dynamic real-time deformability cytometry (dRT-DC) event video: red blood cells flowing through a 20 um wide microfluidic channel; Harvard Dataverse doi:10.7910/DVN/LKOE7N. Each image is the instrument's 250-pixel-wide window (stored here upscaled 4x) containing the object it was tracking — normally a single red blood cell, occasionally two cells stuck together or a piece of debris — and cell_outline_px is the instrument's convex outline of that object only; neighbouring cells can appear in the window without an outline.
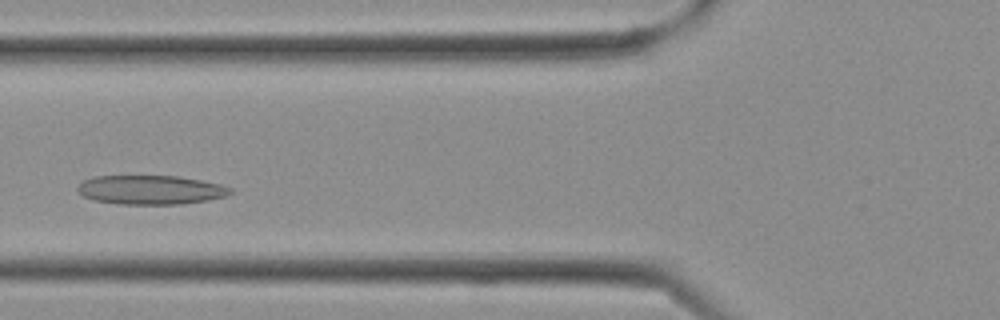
{"species": "Egyptian fruit bat (a non-hibernating species)", "species_latin": "Rousettus aegyptiacus", "temperature_condition": "cold", "stored_images_in_passage": 12, "camera_frame_rate_fps": 3000, "um_per_image_px": 0.085, "frame": {"image": 1, "passage_image": 7, "time_ms": 2.0, "image_size_px": [1000, 320], "cell_outline_px": [[232, 192], [228, 196], [208, 200], [180, 204], [120, 204], [92, 200], [84, 196], [76, 188], [84, 180], [96, 176], [176, 176], [200, 180], [220, 184], [232, 188]], "centroid_in_image_um": [12.83, 16.14], "position_along_channel_um": 113.0, "area_um2": 25.84}}
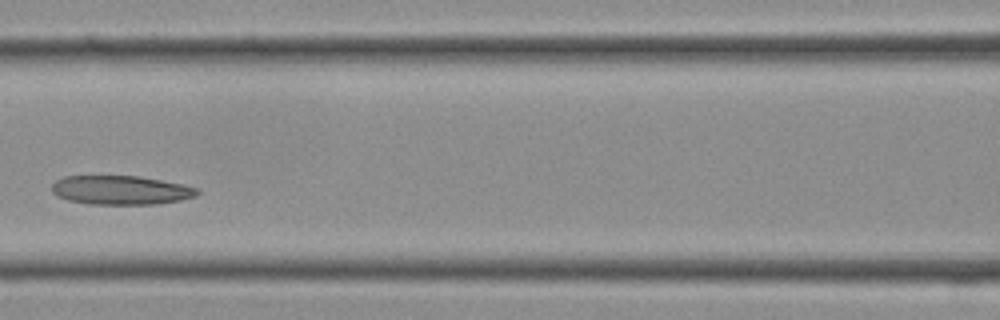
{"frame": {"image": 2, "passage_image": 9, "time_ms": 2.667, "image_size_px": [1000, 320], "cell_outline_px": [[200, 192], [196, 196], [180, 200], [156, 204], [88, 204], [68, 200], [56, 196], [52, 192], [52, 184], [56, 180], [64, 176], [140, 176], [200, 188]], "centroid_in_image_um": [10.26, 16.16], "position_along_channel_um": 156.3, "area_um2": 24.62}}
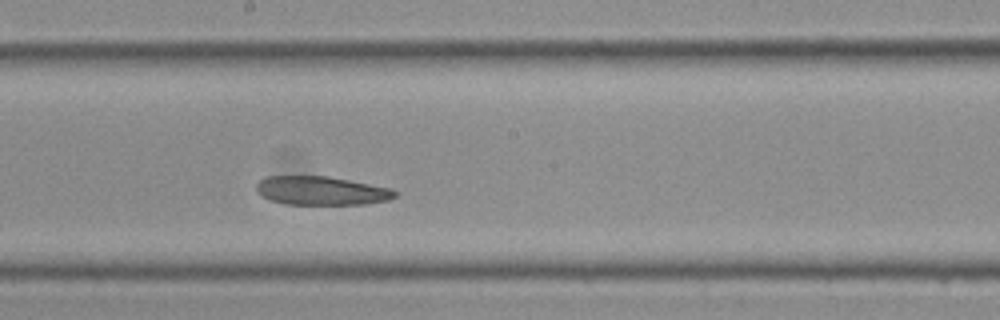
{"frame": {"image": 3, "passage_image": 12, "time_ms": 3.667, "image_size_px": [1000, 320], "cell_outline_px": [[400, 192], [396, 196], [388, 200], [364, 204], [284, 204], [272, 200], [256, 192], [256, 184], [260, 180], [268, 176], [328, 176], [392, 188]], "centroid_in_image_um": [27.35, 16.2], "position_along_channel_um": 220.9, "area_um2": 23.18}}